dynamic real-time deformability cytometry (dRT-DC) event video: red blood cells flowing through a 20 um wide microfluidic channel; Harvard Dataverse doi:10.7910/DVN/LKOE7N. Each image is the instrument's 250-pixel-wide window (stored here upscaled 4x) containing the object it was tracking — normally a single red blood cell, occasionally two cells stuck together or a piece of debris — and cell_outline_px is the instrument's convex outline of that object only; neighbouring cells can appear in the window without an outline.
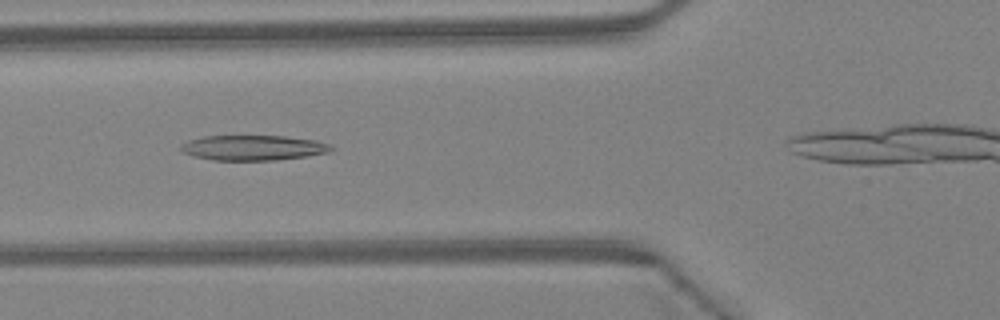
{"species": "Egyptian fruit bat (a non-hibernating species)", "species_latin": "Rousettus aegyptiacus", "temperature_condition": "warm", "stored_images_in_passage": 29, "camera_frame_rate_fps": 3000, "um_per_image_px": 0.085, "animal": {"sex": "female"}, "frame": {"image": 1, "passage_image": 8, "time_ms": 2.333, "image_size_px": [1000, 320], "cell_outline_px": [[336, 148], [328, 152], [304, 156], [276, 160], [212, 160], [192, 156], [184, 152], [180, 148], [180, 144], [188, 140], [204, 136], [284, 136], [316, 140], [328, 144]], "centroid_in_image_um": [21.49, 12.55], "position_along_channel_um": 104.3, "area_um2": 21.96}}
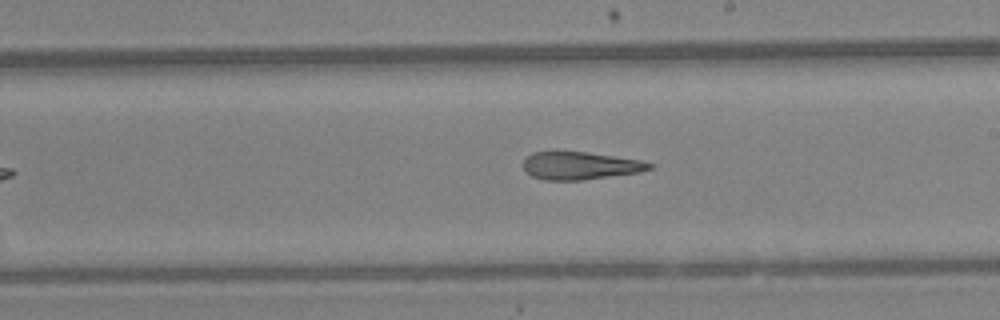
{"frame": {"image": 2, "passage_image": 17, "time_ms": 5.333, "image_size_px": [1000, 320], "cell_outline_px": [[656, 164], [652, 168], [640, 172], [580, 180], [544, 180], [532, 176], [524, 168], [524, 160], [532, 152], [556, 148], [588, 152], [640, 160]], "centroid_in_image_um": [49.28, 14.03], "position_along_channel_um": 239.7, "area_um2": 20.98}}
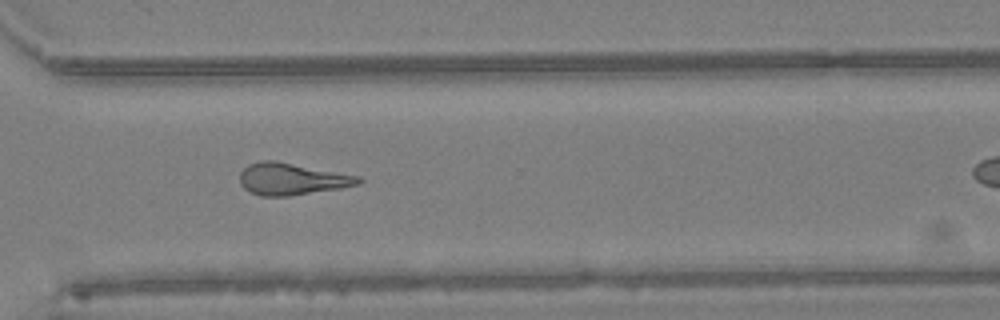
{"frame": {"image": 3, "passage_image": 24, "time_ms": 7.667, "image_size_px": [1000, 320], "cell_outline_px": [[364, 180], [360, 184], [340, 188], [288, 196], [260, 196], [244, 188], [240, 184], [240, 172], [248, 164], [264, 160], [276, 160], [360, 176]], "centroid_in_image_um": [24.81, 15.2], "position_along_channel_um": 345.8, "area_um2": 22.08}}